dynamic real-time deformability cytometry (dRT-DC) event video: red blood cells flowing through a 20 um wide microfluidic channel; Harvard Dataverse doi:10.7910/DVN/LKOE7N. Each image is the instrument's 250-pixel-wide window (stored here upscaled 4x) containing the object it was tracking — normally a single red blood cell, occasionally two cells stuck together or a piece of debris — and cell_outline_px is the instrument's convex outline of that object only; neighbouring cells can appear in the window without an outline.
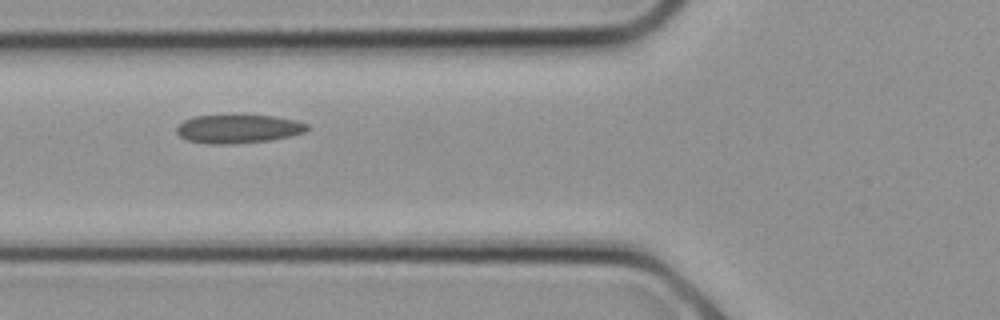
{"species": "common noctule bat (a hibernating species)", "species_latin": "Nyctalus noctula", "temperature_condition": "cold", "stored_images_in_passage": 18, "camera_frame_rate_fps": 3000, "um_per_image_px": 0.085, "animal": {"sex": "female", "body_mass_g": 21.9}, "frame": {"image": 1, "passage_image": 2, "time_ms": 0.333, "image_size_px": [1000, 320], "cell_outline_px": [[308, 128], [304, 132], [292, 136], [272, 140], [232, 144], [208, 144], [188, 140], [180, 136], [176, 132], [176, 128], [184, 120], [196, 116], [232, 112], [276, 116], [296, 120], [308, 124]], "centroid_in_image_um": [20.26, 10.9], "position_along_channel_um": 105.5, "area_um2": 22.77}}
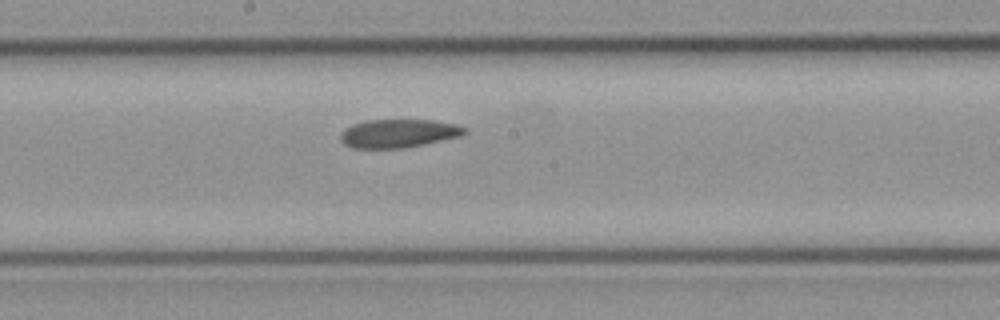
{"frame": {"image": 2, "passage_image": 6, "time_ms": 1.667, "image_size_px": [1000, 320], "cell_outline_px": [[468, 132], [460, 136], [424, 144], [404, 148], [352, 148], [344, 144], [340, 140], [340, 136], [344, 128], [352, 124], [368, 120], [432, 120], [456, 124], [468, 128]], "centroid_in_image_um": [33.87, 11.34], "position_along_channel_um": 214.3, "area_um2": 20.63}}
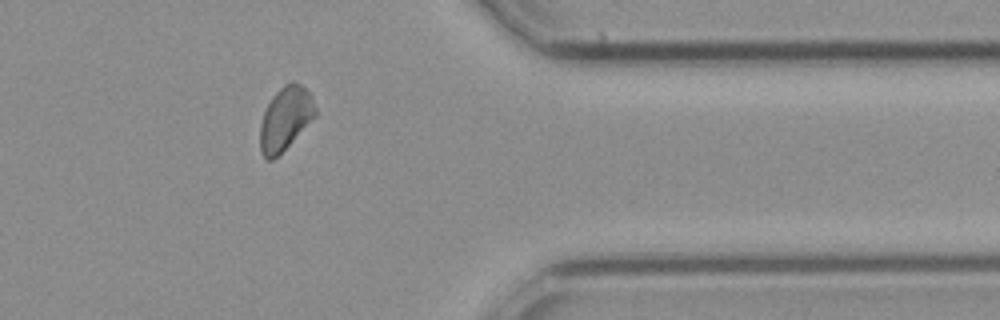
{"frame": {"image": 3, "passage_image": 13, "time_ms": 4.0, "image_size_px": [1000, 320], "cell_outline_px": [[316, 116], [272, 160], [268, 160], [260, 152], [260, 124], [264, 112], [272, 96], [284, 84], [292, 80], [300, 84], [308, 92], [316, 108]], "centroid_in_image_um": [24.23, 10.05], "position_along_channel_um": 387.2, "area_um2": 19.94}}